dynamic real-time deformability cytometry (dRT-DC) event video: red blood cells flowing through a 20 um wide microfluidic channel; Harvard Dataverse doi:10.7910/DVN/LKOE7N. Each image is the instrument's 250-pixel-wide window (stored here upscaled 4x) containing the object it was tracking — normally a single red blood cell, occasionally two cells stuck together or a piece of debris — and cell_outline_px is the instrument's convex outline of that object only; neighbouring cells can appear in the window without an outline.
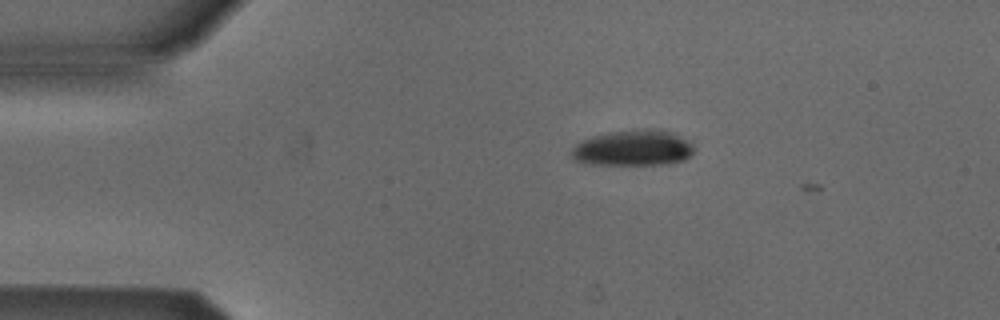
{"species": "Egyptian fruit bat (a non-hibernating species)", "species_latin": "Rousettus aegyptiacus", "temperature_condition": "cold", "stored_images_in_passage": 5, "camera_frame_rate_fps": 3000, "um_per_image_px": 0.085, "animal": {"sex": "male"}, "frame": {"image": 1, "passage_image": 2, "time_ms": 0.333, "image_size_px": [1000, 320], "cell_outline_px": [[692, 152], [684, 160], [664, 164], [592, 164], [572, 160], [572, 148], [576, 144], [592, 136], [608, 132], [644, 128], [660, 128], [692, 144]], "centroid_in_image_um": [53.76, 12.57], "position_along_channel_um": 31.2, "area_um2": 25.2}}